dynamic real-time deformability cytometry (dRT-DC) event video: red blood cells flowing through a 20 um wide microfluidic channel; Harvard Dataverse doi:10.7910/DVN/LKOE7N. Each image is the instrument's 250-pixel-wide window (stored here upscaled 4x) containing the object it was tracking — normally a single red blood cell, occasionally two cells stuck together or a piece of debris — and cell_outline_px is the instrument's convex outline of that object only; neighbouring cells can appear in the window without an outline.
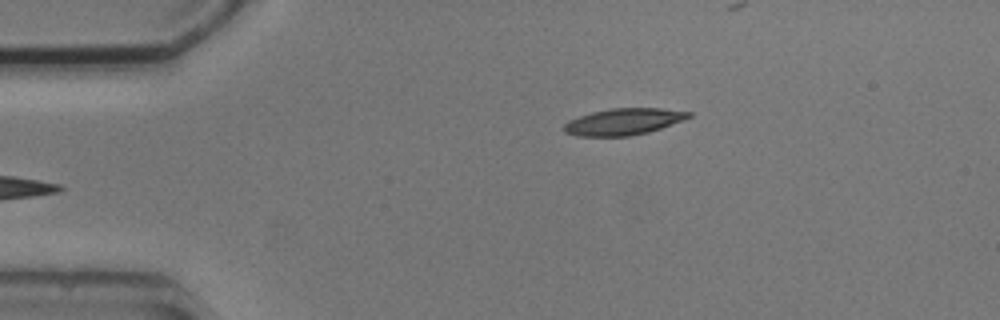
{"species": "common noctule bat (a hibernating species)", "species_latin": "Nyctalus noctula", "temperature_condition": "cold", "stored_images_in_passage": 5, "camera_frame_rate_fps": 3000, "um_per_image_px": 0.085, "animal": {"sex": "male", "body_mass_g": 20.5, "forearm_length_mm": 52.5}, "frame": {"image": 1, "passage_image": 5, "time_ms": 4.667, "image_size_px": [1000, 320], "cell_outline_px": [[692, 116], [684, 120], [648, 132], [628, 136], [576, 136], [564, 132], [564, 124], [568, 120], [592, 112], [612, 108], [664, 108], [692, 112]], "centroid_in_image_um": [53.01, 10.34], "position_along_channel_um": 32.0, "area_um2": 19.31}}